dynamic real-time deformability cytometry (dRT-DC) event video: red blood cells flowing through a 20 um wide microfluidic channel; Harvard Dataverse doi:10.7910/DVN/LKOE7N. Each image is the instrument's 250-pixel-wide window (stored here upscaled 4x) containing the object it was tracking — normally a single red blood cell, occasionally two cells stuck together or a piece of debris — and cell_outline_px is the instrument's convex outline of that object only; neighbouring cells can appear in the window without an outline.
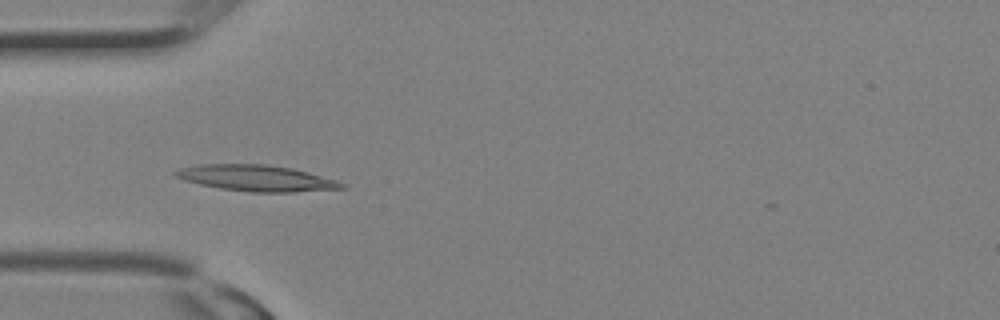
{"species": "Egyptian fruit bat (a non-hibernating species)", "species_latin": "Rousettus aegyptiacus", "temperature_condition": "room temperature", "stored_images_in_passage": 30, "camera_frame_rate_fps": 3000, "um_per_image_px": 0.085, "animal": {"sex": "female"}, "frame": {"image": 1, "passage_image": 9, "time_ms": 2.667, "image_size_px": [1000, 320], "cell_outline_px": [[348, 188], [292, 192], [252, 192], [220, 188], [200, 184], [184, 180], [172, 176], [172, 172], [180, 168], [200, 164], [264, 164], [292, 168], [308, 172], [336, 180], [348, 184]], "centroid_in_image_um": [21.8, 15.14], "position_along_channel_um": 63.2, "area_um2": 25.37}}
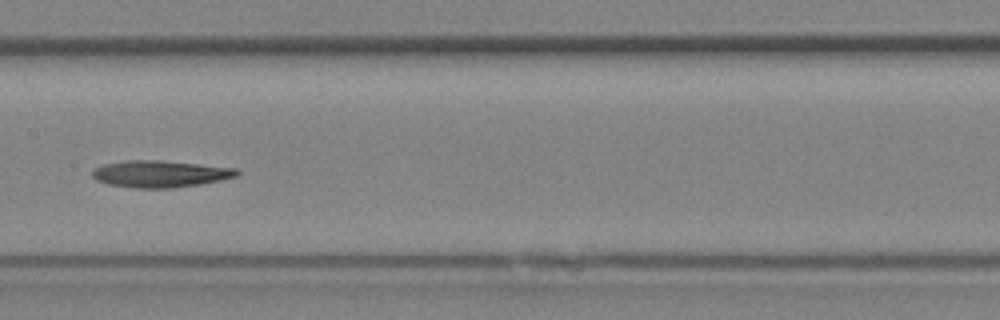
{"frame": {"image": 2, "passage_image": 15, "time_ms": 4.667, "image_size_px": [1000, 320], "cell_outline_px": [[240, 172], [236, 176], [220, 180], [200, 184], [172, 188], [136, 188], [108, 184], [96, 180], [92, 176], [92, 168], [104, 164], [128, 160], [160, 160], [236, 168]], "centroid_in_image_um": [13.58, 14.78], "position_along_channel_um": 193.8, "area_um2": 22.54}}
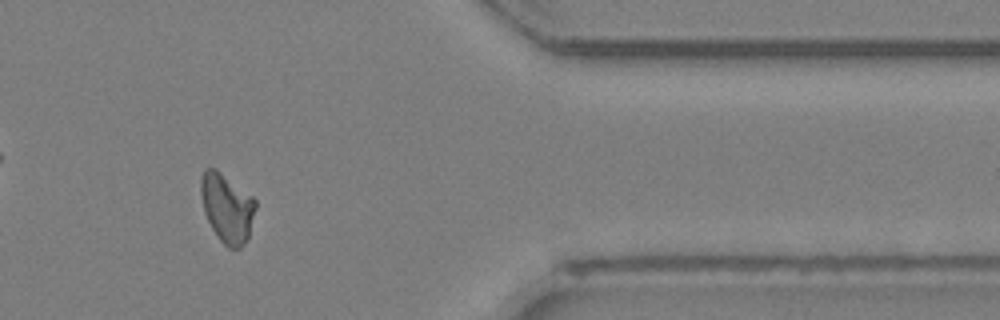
{"frame": {"image": 3, "passage_image": 25, "time_ms": 8.0, "image_size_px": [1000, 320], "cell_outline_px": [[256, 208], [248, 236], [244, 244], [240, 248], [228, 248], [220, 240], [212, 228], [204, 212], [200, 192], [200, 176], [204, 168], [216, 168], [252, 196], [256, 200]], "centroid_in_image_um": [19.28, 17.64], "position_along_channel_um": 392.1, "area_um2": 21.96}}